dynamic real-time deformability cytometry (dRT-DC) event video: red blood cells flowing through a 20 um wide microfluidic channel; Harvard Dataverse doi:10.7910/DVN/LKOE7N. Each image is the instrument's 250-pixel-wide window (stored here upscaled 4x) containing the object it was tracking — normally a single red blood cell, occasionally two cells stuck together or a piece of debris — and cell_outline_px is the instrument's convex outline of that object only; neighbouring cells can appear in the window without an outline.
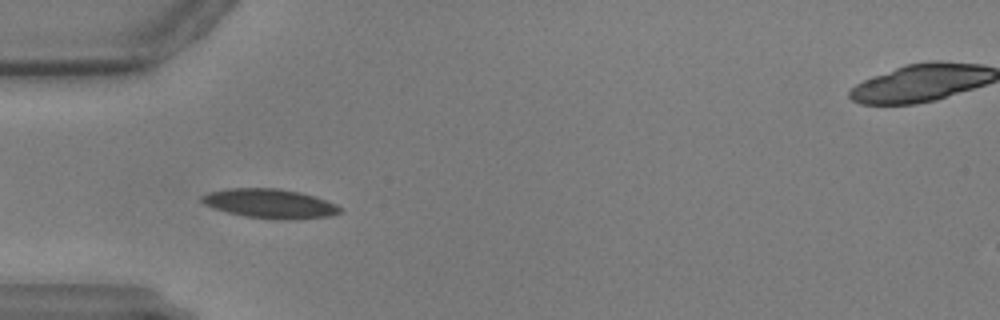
{"species": "common noctule bat (a hibernating species)", "species_latin": "Nyctalus noctula", "temperature_condition": "warm", "stored_images_in_passage": 35, "camera_frame_rate_fps": 3000, "um_per_image_px": 0.085, "animal": {"sex": "male", "body_mass_g": 17.9, "forearm_length_mm": 54.2}, "frame": {"image": 1, "passage_image": 4, "time_ms": 1.0, "image_size_px": [1000, 320], "cell_outline_px": [[344, 212], [332, 216], [292, 220], [280, 220], [244, 216], [228, 212], [204, 204], [200, 200], [200, 196], [208, 192], [228, 188], [280, 188], [300, 192], [316, 196], [336, 204]], "centroid_in_image_um": [22.98, 17.3], "position_along_channel_um": 62.0, "area_um2": 23.87}}
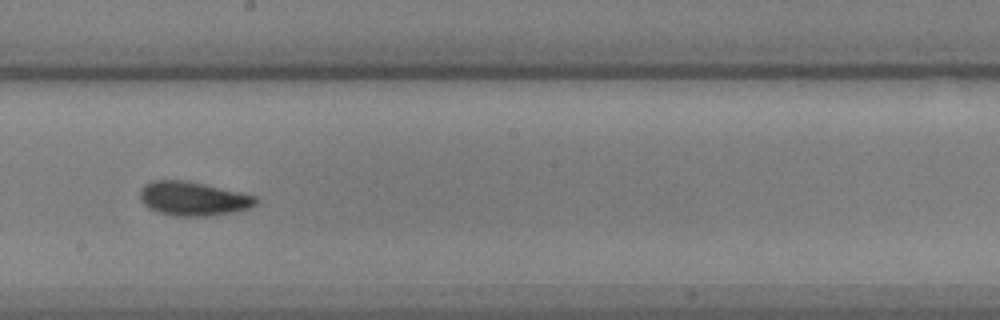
{"frame": {"image": 2, "passage_image": 19, "time_ms": 6.0, "image_size_px": [1000, 320], "cell_outline_px": [[260, 200], [256, 204], [248, 208], [236, 212], [204, 216], [176, 216], [156, 212], [148, 208], [140, 200], [140, 188], [144, 184], [152, 180], [188, 180], [240, 192], [256, 196]], "centroid_in_image_um": [16.4, 16.88], "position_along_channel_um": 231.8, "area_um2": 23.24}}
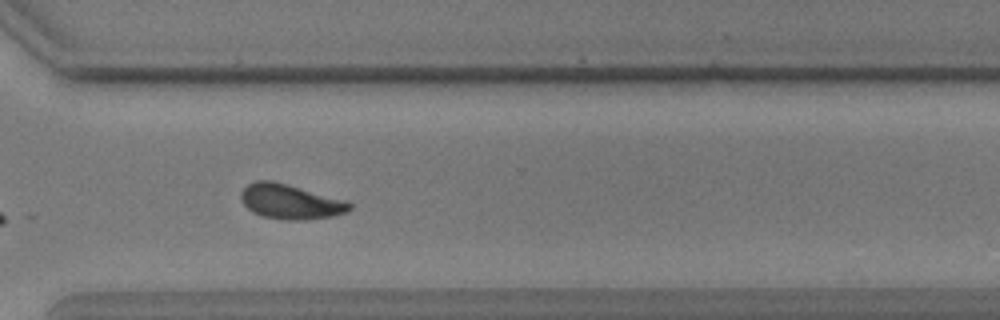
{"frame": {"image": 3, "passage_image": 29, "time_ms": 9.333, "image_size_px": [1000, 320], "cell_outline_px": [[352, 208], [348, 212], [332, 216], [304, 220], [280, 220], [260, 216], [252, 212], [240, 200], [240, 192], [248, 184], [256, 180], [272, 180], [288, 184], [348, 200], [352, 204]], "centroid_in_image_um": [24.69, 17.14], "position_along_channel_um": 345.9, "area_um2": 22.48}}